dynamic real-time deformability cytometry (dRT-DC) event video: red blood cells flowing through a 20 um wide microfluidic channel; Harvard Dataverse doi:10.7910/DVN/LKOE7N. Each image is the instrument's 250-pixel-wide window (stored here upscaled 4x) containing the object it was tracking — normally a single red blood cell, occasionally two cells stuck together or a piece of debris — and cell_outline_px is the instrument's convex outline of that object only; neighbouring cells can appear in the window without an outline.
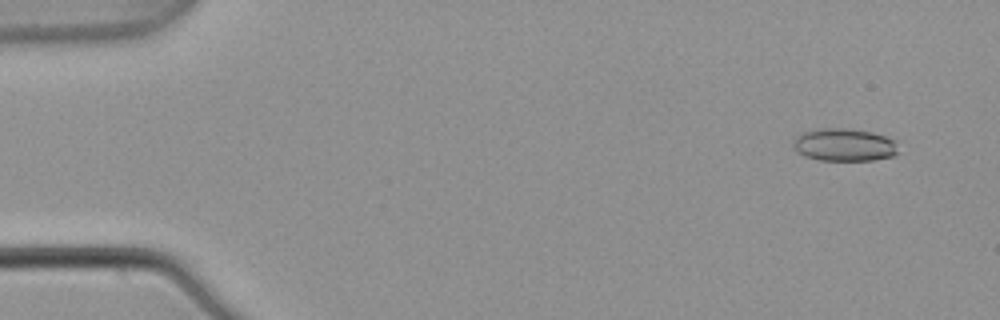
{"species": "common noctule bat (a hibernating species)", "species_latin": "Nyctalus noctula", "temperature_condition": "warm", "stored_images_in_passage": 5, "camera_frame_rate_fps": 3000, "um_per_image_px": 0.085, "animal": {"sex": "male", "body_mass_g": 21.5, "forearm_length_mm": 52.0}, "frame": {"image": 1, "passage_image": 1, "time_ms": 0.0, "image_size_px": [1000, 320], "cell_outline_px": [[896, 152], [892, 156], [872, 160], [820, 160], [804, 156], [792, 148], [792, 140], [800, 132], [820, 128], [848, 128], [872, 132], [888, 136], [896, 140]], "centroid_in_image_um": [71.71, 12.29], "position_along_channel_um": 13.3, "area_um2": 20.29}}
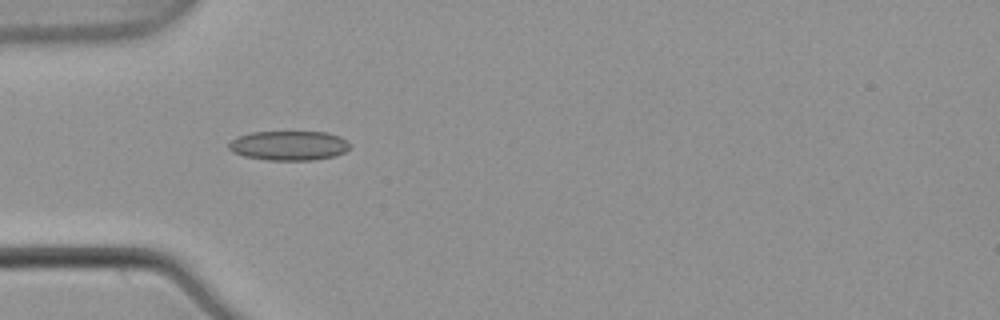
{"frame": {"image": 2, "passage_image": 4, "time_ms": 1.0, "image_size_px": [1000, 320], "cell_outline_px": [[352, 144], [344, 152], [336, 156], [312, 160], [268, 160], [244, 156], [232, 152], [228, 148], [228, 144], [236, 136], [252, 132], [328, 132], [340, 136], [348, 140]], "centroid_in_image_um": [24.57, 12.37], "position_along_channel_um": 60.4, "area_um2": 21.04}}
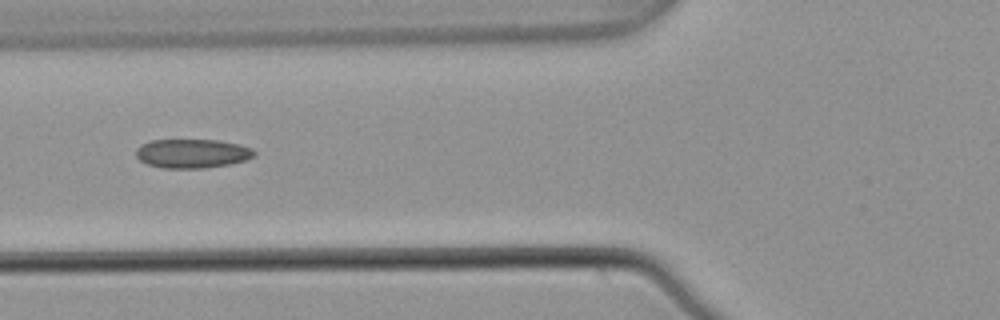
{"frame": {"image": 3, "passage_image": 5, "time_ms": 1.333, "image_size_px": [1000, 320], "cell_outline_px": [[256, 152], [252, 156], [244, 160], [228, 164], [204, 168], [164, 168], [148, 164], [140, 160], [136, 156], [136, 148], [152, 140], [220, 140], [240, 144], [252, 148]], "centroid_in_image_um": [16.34, 13.04], "position_along_channel_um": 109.5, "area_um2": 19.83}}